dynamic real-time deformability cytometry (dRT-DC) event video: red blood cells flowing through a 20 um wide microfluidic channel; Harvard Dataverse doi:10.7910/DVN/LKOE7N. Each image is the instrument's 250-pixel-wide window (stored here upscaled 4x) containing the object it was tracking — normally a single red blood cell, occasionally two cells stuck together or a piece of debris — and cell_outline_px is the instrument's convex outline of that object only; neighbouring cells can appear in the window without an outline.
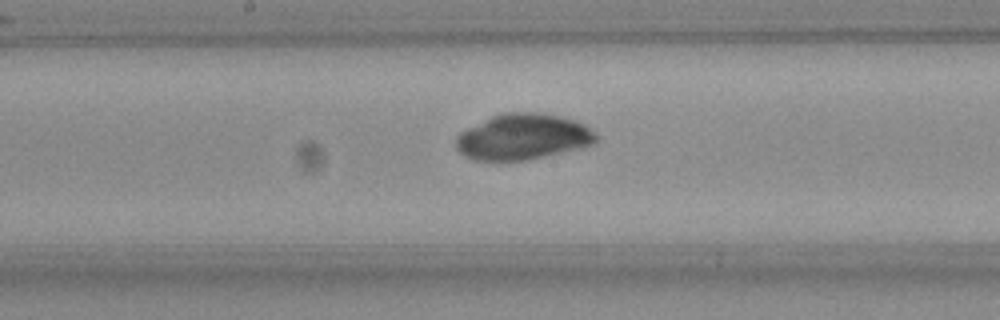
{"species": "Egyptian fruit bat (a non-hibernating species)", "species_latin": "Rousettus aegyptiacus", "temperature_condition": "room temperature", "stored_images_in_passage": 40, "camera_frame_rate_fps": 3000, "um_per_image_px": 0.085, "frame": {"image": 1, "passage_image": 14, "time_ms": 4.333, "image_size_px": [1000, 320], "cell_outline_px": [[596, 140], [592, 144], [580, 148], [528, 160], [472, 160], [464, 156], [456, 148], [456, 136], [460, 132], [492, 116], [504, 112], [536, 112], [560, 116], [576, 120], [584, 124], [596, 132]], "centroid_in_image_um": [44.45, 11.63], "position_along_channel_um": 203.8, "area_um2": 37.4}}
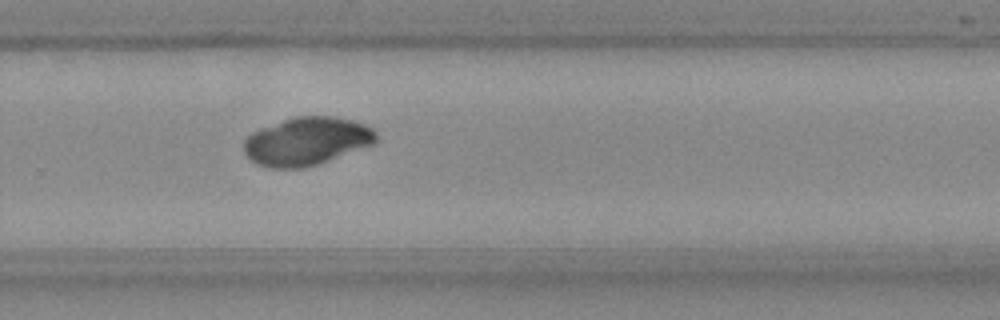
{"frame": {"image": 2, "passage_image": 22, "time_ms": 7.0, "image_size_px": [1000, 320], "cell_outline_px": [[376, 144], [304, 168], [268, 168], [256, 164], [244, 152], [244, 140], [252, 132], [260, 128], [292, 116], [336, 116], [352, 120], [364, 124], [372, 128], [376, 132]], "centroid_in_image_um": [26.07, 12.0], "position_along_channel_um": 303.7, "area_um2": 37.22}}
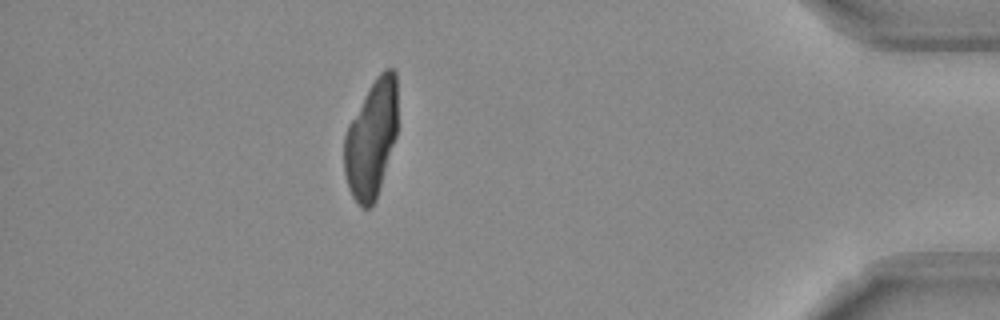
{"frame": {"image": 3, "passage_image": 34, "time_ms": 11.0, "image_size_px": [1000, 320], "cell_outline_px": [[396, 136], [376, 200], [368, 208], [360, 208], [352, 196], [348, 188], [344, 172], [344, 136], [348, 124], [368, 88], [376, 76], [384, 68], [392, 68], [396, 72]], "centroid_in_image_um": [31.54, 11.81], "position_along_channel_um": 403.7, "area_um2": 36.59}}